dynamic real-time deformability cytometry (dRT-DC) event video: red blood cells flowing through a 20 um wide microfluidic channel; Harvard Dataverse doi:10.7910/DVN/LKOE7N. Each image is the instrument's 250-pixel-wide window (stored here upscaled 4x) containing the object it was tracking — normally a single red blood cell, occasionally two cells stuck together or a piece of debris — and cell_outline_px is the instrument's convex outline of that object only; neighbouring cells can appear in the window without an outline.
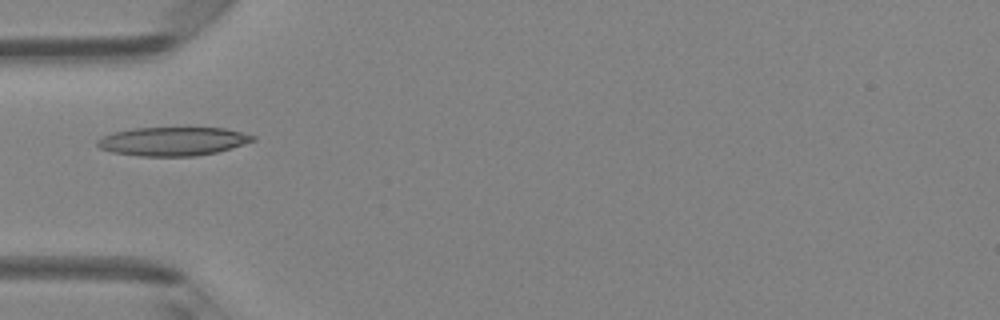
{"species": "Egyptian fruit bat (a non-hibernating species)", "species_latin": "Rousettus aegyptiacus", "temperature_condition": "room temperature", "stored_images_in_passage": 5, "camera_frame_rate_fps": 3000, "um_per_image_px": 0.085, "animal": {"sex": "female"}, "frame": {"image": 1, "passage_image": 4, "time_ms": 1.0, "image_size_px": [1000, 320], "cell_outline_px": [[256, 140], [216, 152], [196, 156], [140, 156], [112, 152], [100, 148], [96, 144], [96, 140], [112, 132], [136, 128], [224, 128], [256, 136]], "centroid_in_image_um": [14.66, 12.01], "position_along_channel_um": 70.3, "area_um2": 25.78}}
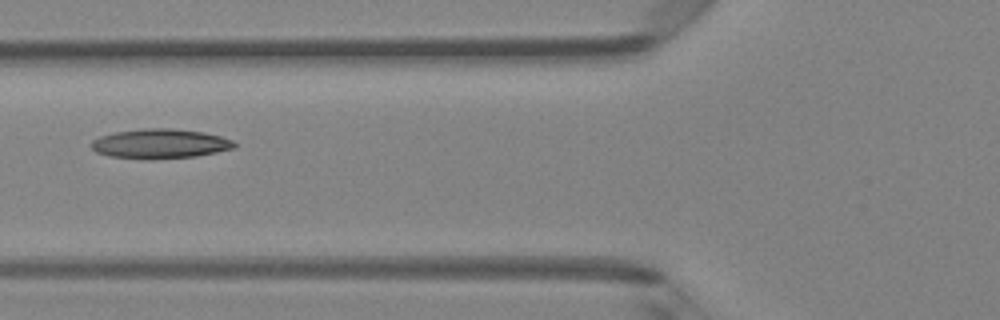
{"frame": {"image": 2, "passage_image": 5, "time_ms": 1.333, "image_size_px": [1000, 320], "cell_outline_px": [[236, 148], [196, 156], [148, 160], [144, 160], [108, 156], [96, 152], [92, 148], [92, 140], [100, 136], [116, 132], [144, 128], [172, 128], [204, 132], [220, 136], [232, 140], [236, 144]], "centroid_in_image_um": [13.6, 12.22], "position_along_channel_um": 112.2, "area_um2": 24.85}}